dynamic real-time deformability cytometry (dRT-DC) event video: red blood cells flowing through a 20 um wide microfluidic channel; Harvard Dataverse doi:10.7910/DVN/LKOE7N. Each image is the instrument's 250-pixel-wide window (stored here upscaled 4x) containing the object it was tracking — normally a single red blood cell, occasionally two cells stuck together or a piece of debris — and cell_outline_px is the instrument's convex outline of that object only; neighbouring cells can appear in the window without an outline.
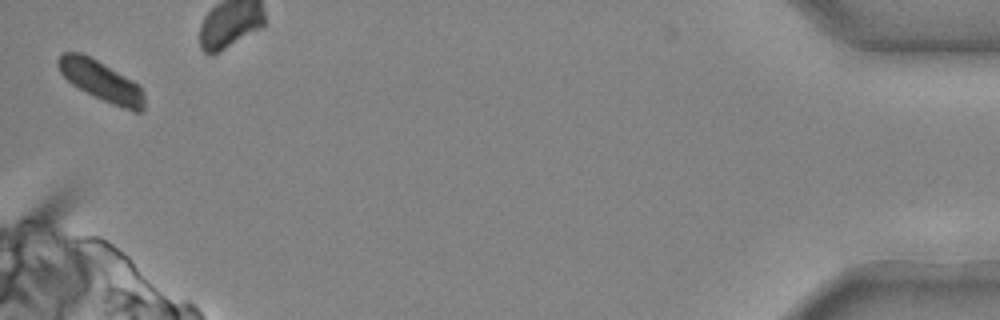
{"species": "common noctule bat (a hibernating species)", "species_latin": "Nyctalus noctula", "temperature_condition": "cold", "stored_images_in_passage": 29, "camera_frame_rate_fps": 3000, "um_per_image_px": 0.085, "animal": {"sex": "male", "body_mass_g": 20.4}, "frame": {"image": 1, "passage_image": 29, "time_ms": 9.333, "image_size_px": [1000, 320], "cell_outline_px": [[144, 112], [132, 112], [112, 104], [72, 84], [60, 72], [56, 64], [56, 60], [64, 52], [80, 52], [104, 64], [132, 80], [144, 92]], "centroid_in_image_um": [8.61, 6.89], "position_along_channel_um": 426.6, "area_um2": 19.88}}